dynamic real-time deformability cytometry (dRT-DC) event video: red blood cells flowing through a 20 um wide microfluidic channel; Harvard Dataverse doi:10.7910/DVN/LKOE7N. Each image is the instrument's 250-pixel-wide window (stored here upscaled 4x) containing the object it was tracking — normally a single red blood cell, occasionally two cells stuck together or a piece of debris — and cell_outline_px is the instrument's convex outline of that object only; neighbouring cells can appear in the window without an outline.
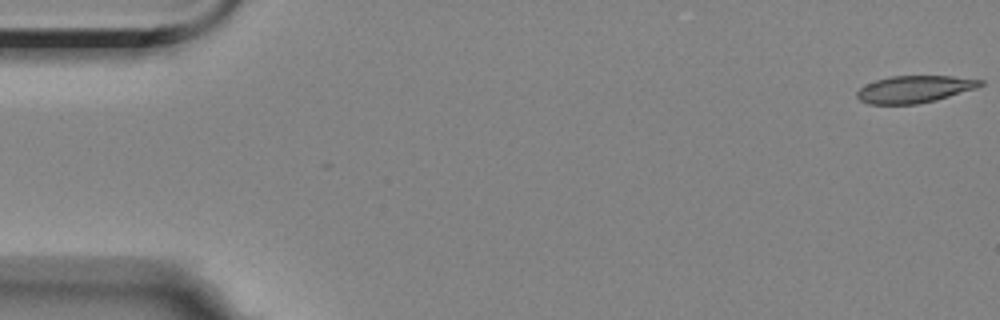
{"species": "Egyptian fruit bat (a non-hibernating species)", "species_latin": "Rousettus aegyptiacus", "temperature_condition": "room temperature", "stored_images_in_passage": 14, "camera_frame_rate_fps": 3000, "um_per_image_px": 0.085, "animal": {"sex": "female"}, "frame": {"image": 1, "passage_image": 1, "time_ms": 0.0, "image_size_px": [1000, 320], "cell_outline_px": [[984, 84], [976, 88], [936, 100], [916, 104], [868, 104], [860, 100], [856, 96], [856, 92], [860, 88], [876, 80], [892, 76], [952, 76], [984, 80]], "centroid_in_image_um": [77.74, 7.58], "position_along_channel_um": 7.3, "area_um2": 19.36}}